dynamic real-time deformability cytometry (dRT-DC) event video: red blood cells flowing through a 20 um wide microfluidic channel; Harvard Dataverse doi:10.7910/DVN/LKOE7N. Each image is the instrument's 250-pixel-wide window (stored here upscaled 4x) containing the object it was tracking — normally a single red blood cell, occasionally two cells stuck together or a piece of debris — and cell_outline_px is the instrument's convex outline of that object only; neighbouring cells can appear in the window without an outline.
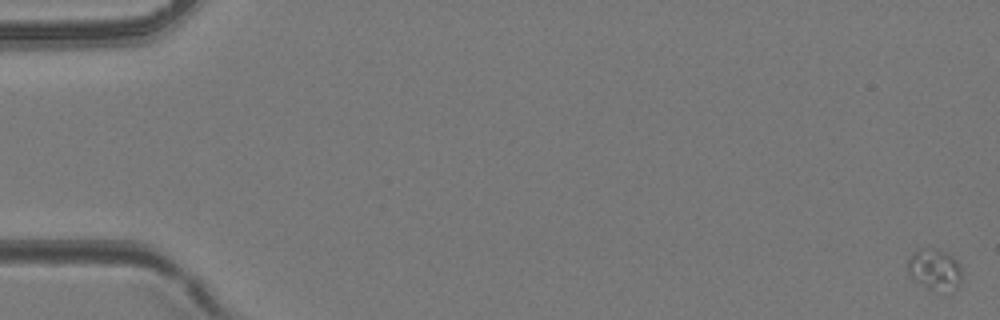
{"species": "common noctule bat (a hibernating species)", "species_latin": "Nyctalus noctula", "temperature_condition": "room temperature", "stored_images_in_passage": 6, "camera_frame_rate_fps": 3000, "um_per_image_px": 0.085, "animal": {"sex": "female", "body_mass_g": 24.6, "forearm_length_mm": 56.2}, "frame": {"image": 1, "passage_image": 1, "time_ms": 0.0, "image_size_px": [1000, 320], "cell_outline_px": [[960, 284], [956, 288], [928, 288], [916, 280], [908, 272], [908, 260], [912, 252], [920, 248], [936, 248], [952, 256], [960, 264]], "centroid_in_image_um": [79.43, 22.83], "position_along_channel_um": 5.6, "area_um2": 12.43}}